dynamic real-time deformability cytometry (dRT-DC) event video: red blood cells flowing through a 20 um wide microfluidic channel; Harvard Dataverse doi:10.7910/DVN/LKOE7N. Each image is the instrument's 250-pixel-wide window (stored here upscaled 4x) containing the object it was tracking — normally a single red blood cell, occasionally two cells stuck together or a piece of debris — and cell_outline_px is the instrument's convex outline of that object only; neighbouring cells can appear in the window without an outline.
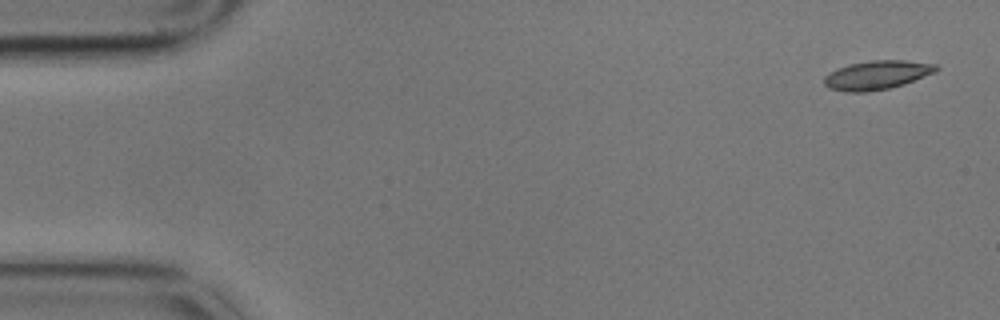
{"species": "common noctule bat (a hibernating species)", "species_latin": "Nyctalus noctula", "temperature_condition": "cold", "stored_images_in_passage": 5, "camera_frame_rate_fps": 3000, "um_per_image_px": 0.085, "animal": {"sex": "male", "body_mass_g": 17.9}, "frame": {"image": 1, "passage_image": 1, "time_ms": 0.0, "image_size_px": [1000, 320], "cell_outline_px": [[940, 68], [936, 72], [904, 84], [888, 88], [868, 92], [844, 92], [828, 88], [824, 84], [824, 76], [836, 68], [852, 64], [872, 60], [904, 60], [936, 64]], "centroid_in_image_um": [74.54, 6.38], "position_along_channel_um": 10.5, "area_um2": 18.9}}
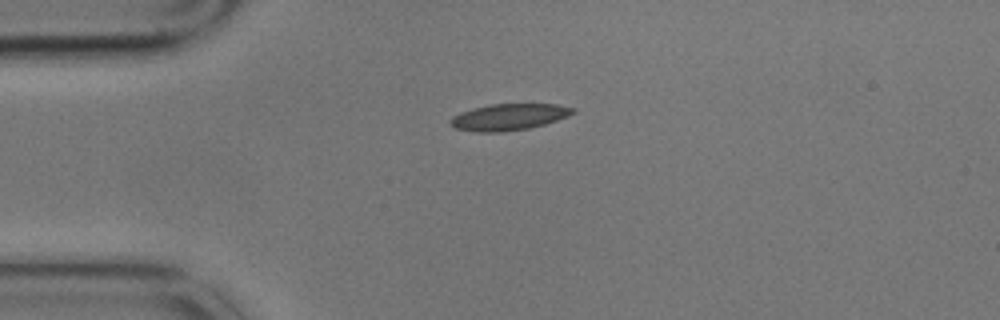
{"frame": {"image": 2, "passage_image": 4, "time_ms": 1.0, "image_size_px": [1000, 320], "cell_outline_px": [[576, 112], [568, 116], [544, 124], [528, 128], [500, 132], [476, 132], [456, 128], [448, 124], [448, 120], [452, 116], [460, 112], [472, 108], [492, 104], [556, 104], [576, 108]], "centroid_in_image_um": [43.22, 9.94], "position_along_channel_um": 41.8, "area_um2": 18.96}}